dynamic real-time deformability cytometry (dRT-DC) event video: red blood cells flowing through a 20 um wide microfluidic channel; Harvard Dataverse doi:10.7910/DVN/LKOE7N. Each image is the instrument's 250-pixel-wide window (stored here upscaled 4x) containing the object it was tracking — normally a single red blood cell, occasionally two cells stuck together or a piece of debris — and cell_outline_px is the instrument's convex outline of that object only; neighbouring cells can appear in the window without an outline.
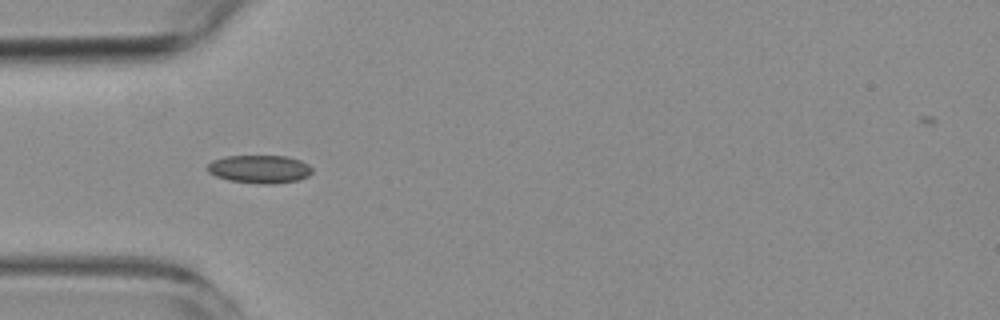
{"species": "common noctule bat (a hibernating species)", "species_latin": "Nyctalus noctula", "temperature_condition": "room temperature", "stored_images_in_passage": 6, "camera_frame_rate_fps": 3000, "um_per_image_px": 0.085, "animal": {"sex": "female", "body_mass_g": 19.3, "forearm_length_mm": 54.1}, "frame": {"image": 1, "passage_image": 3, "time_ms": 2.333, "image_size_px": [1000, 320], "cell_outline_px": [[312, 172], [308, 176], [296, 180], [272, 184], [260, 184], [228, 180], [216, 176], [208, 172], [208, 164], [212, 160], [224, 156], [284, 156], [300, 160], [308, 164], [312, 168]], "centroid_in_image_um": [22.05, 14.37], "position_along_channel_um": 63.0, "area_um2": 17.11}}
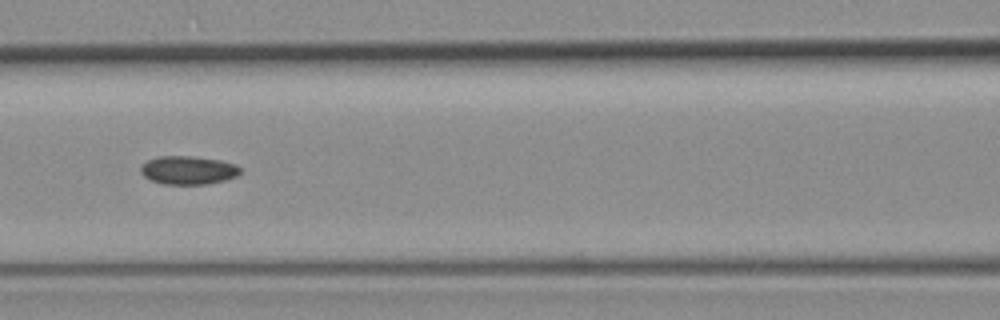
{"frame": {"image": 2, "passage_image": 5, "time_ms": 4.667, "image_size_px": [1000, 320], "cell_outline_px": [[240, 172], [236, 176], [224, 180], [208, 184], [164, 184], [152, 180], [144, 176], [140, 172], [140, 164], [156, 156], [192, 156], [220, 160], [236, 164], [240, 168]], "centroid_in_image_um": [15.97, 14.45], "position_along_channel_um": 150.6, "area_um2": 16.53}}
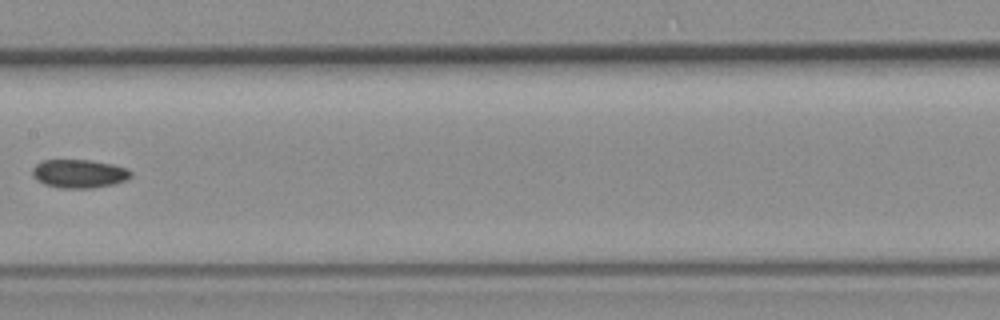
{"frame": {"image": 3, "passage_image": 6, "time_ms": 6.0, "image_size_px": [1000, 320], "cell_outline_px": [[132, 176], [128, 180], [112, 184], [92, 188], [60, 188], [44, 184], [32, 176], [32, 168], [36, 164], [44, 160], [88, 160], [112, 164], [128, 168], [132, 172]], "centroid_in_image_um": [6.74, 14.76], "position_along_channel_um": 200.7, "area_um2": 16.42}}